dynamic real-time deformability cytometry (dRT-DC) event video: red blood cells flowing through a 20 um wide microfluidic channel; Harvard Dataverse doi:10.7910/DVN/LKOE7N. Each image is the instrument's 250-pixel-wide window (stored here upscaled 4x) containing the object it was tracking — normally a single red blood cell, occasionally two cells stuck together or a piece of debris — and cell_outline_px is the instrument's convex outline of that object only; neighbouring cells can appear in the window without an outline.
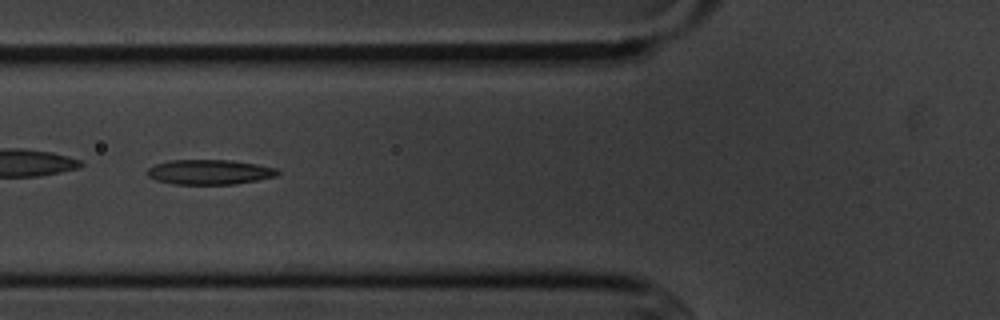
{"species": "common noctule bat (a hibernating species)", "species_latin": "Nyctalus noctula", "temperature_condition": "cold", "stored_images_in_passage": 7, "camera_frame_rate_fps": 3000, "um_per_image_px": 0.085, "animal": {"sex": "male", "body_mass_g": 20.1, "forearm_length_mm": 53.5}, "frame": {"image": 1, "passage_image": 6, "time_ms": 6.667, "image_size_px": [1000, 320], "cell_outline_px": [[280, 172], [276, 176], [236, 184], [172, 184], [156, 180], [148, 176], [148, 168], [156, 164], [172, 160], [232, 160], [256, 164], [276, 168]], "centroid_in_image_um": [17.81, 14.62], "position_along_channel_um": 108.0, "area_um2": 18.79}}
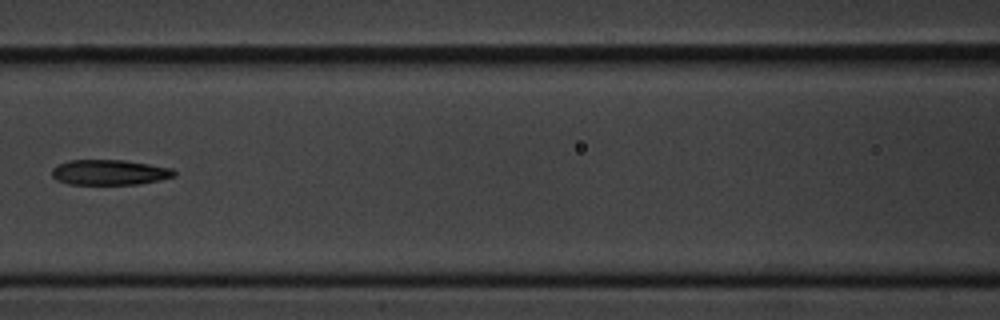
{"frame": {"image": 2, "passage_image": 7, "time_ms": 8.0, "image_size_px": [1000, 320], "cell_outline_px": [[176, 176], [136, 184], [68, 184], [56, 180], [52, 176], [52, 168], [56, 164], [68, 160], [124, 160], [172, 168], [176, 172]], "centroid_in_image_um": [9.25, 14.64], "position_along_channel_um": 157.3, "area_um2": 17.98}}